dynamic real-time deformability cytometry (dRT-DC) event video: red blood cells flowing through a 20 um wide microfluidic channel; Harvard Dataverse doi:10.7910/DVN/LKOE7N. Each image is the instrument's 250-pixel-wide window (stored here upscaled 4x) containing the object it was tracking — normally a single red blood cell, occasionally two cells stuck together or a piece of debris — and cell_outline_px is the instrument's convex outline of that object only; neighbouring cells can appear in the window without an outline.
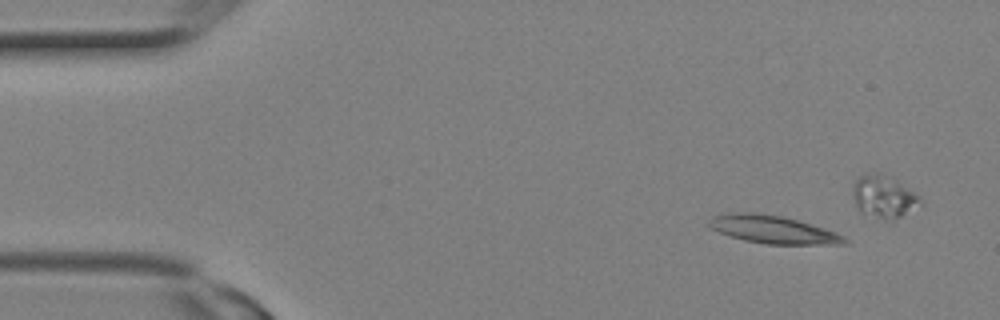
{"species": "Egyptian fruit bat (a non-hibernating species)", "species_latin": "Rousettus aegyptiacus", "temperature_condition": "room temperature", "stored_images_in_passage": 3, "camera_frame_rate_fps": 3000, "um_per_image_px": 0.085, "animal": {"sex": "female"}, "frame": {"image": 1, "passage_image": 1, "time_ms": 0.0, "image_size_px": [1000, 320], "cell_outline_px": [[848, 244], [764, 244], [744, 240], [720, 232], [712, 228], [708, 224], [708, 220], [712, 216], [728, 212], [752, 212], [780, 216], [796, 220], [824, 228], [836, 232], [844, 236], [848, 240]], "centroid_in_image_um": [65.7, 19.51], "position_along_channel_um": 19.3, "area_um2": 21.85}}
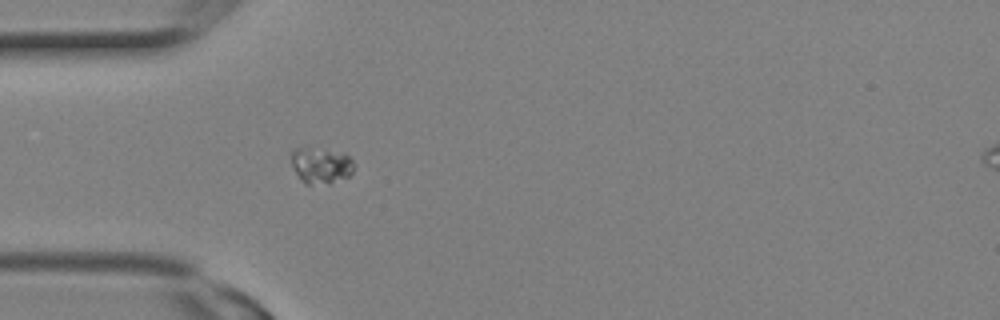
{"frame": {"image": 2, "passage_image": 3, "time_ms": 0.667, "image_size_px": [1000, 320], "cell_outline_px": [[352, 172], [348, 176], [328, 184], [308, 184], [300, 180], [292, 164], [292, 152], [296, 148], [304, 148], [344, 152], [352, 160]], "centroid_in_image_um": [27.28, 14.07], "position_along_channel_um": 57.7, "area_um2": 12.83}}